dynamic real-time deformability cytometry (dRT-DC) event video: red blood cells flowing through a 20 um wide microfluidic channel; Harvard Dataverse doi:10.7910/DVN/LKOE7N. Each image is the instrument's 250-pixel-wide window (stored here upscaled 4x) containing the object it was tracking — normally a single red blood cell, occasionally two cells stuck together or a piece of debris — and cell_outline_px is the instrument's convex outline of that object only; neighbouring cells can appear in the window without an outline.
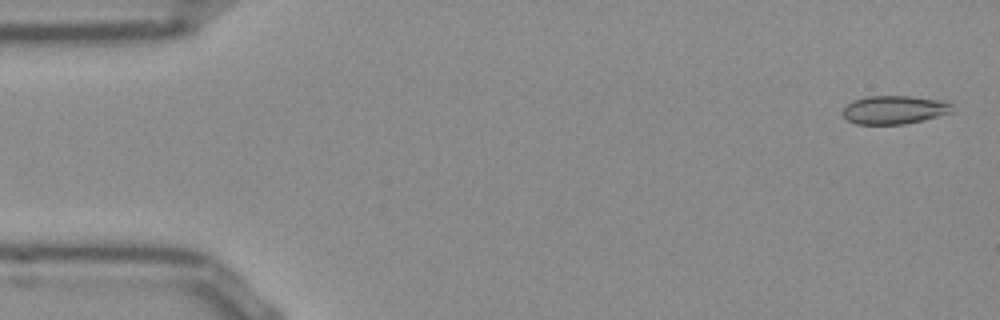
{"species": "Egyptian fruit bat (a non-hibernating species)", "species_latin": "Rousettus aegyptiacus", "temperature_condition": "room temperature", "stored_images_in_passage": 11, "camera_frame_rate_fps": 3000, "um_per_image_px": 0.085, "frame": {"image": 1, "passage_image": 2, "time_ms": 0.333, "image_size_px": [1000, 320], "cell_outline_px": [[952, 112], [924, 120], [904, 124], [856, 124], [848, 120], [840, 112], [852, 100], [868, 96], [912, 96], [944, 100], [952, 104]], "centroid_in_image_um": [76.02, 9.32], "position_along_channel_um": 9.0, "area_um2": 18.26}}